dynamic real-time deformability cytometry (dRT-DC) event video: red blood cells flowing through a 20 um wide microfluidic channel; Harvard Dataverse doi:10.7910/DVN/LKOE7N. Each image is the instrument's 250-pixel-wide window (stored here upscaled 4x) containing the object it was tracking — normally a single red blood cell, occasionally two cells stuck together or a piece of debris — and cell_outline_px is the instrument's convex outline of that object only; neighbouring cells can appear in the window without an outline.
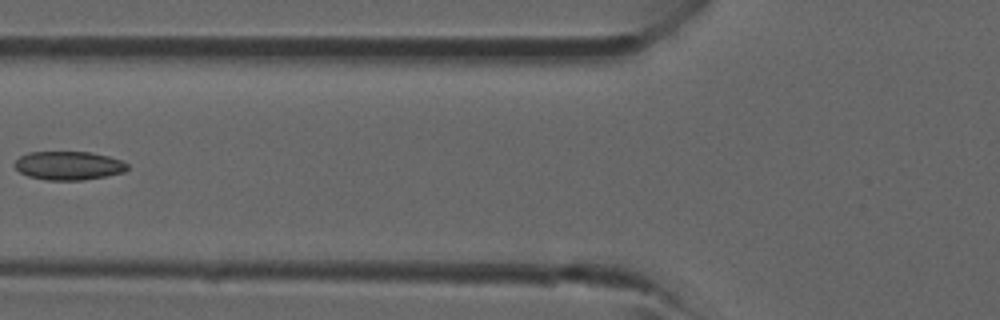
{"species": "common noctule bat (a hibernating species)", "species_latin": "Nyctalus noctula", "temperature_condition": "room temperature", "stored_images_in_passage": 4, "camera_frame_rate_fps": 3000, "um_per_image_px": 0.085, "animal": {"sex": "male", "forearm_length_mm": 52.5}, "frame": {"image": 1, "passage_image": 4, "time_ms": 3.333, "image_size_px": [1000, 320], "cell_outline_px": [[128, 168], [124, 172], [84, 180], [44, 180], [28, 176], [20, 172], [12, 164], [20, 156], [28, 152], [92, 152], [108, 156], [120, 160], [128, 164]], "centroid_in_image_um": [5.8, 14.07], "position_along_channel_um": 120.0, "area_um2": 18.84}}